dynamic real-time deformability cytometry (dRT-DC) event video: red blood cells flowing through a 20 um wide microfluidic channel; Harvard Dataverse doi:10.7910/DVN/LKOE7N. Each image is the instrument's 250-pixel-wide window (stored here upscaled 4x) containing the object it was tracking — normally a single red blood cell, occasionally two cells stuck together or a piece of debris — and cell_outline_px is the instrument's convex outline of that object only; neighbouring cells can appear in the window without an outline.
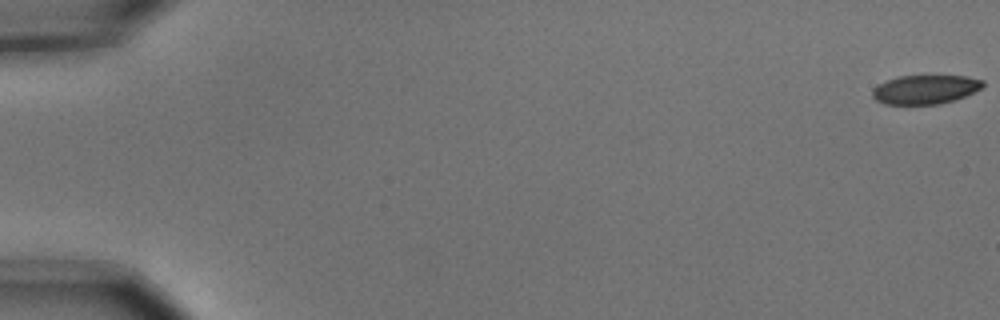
{"species": "common noctule bat (a hibernating species)", "species_latin": "Nyctalus noctula", "temperature_condition": "cold", "stored_images_in_passage": 6, "camera_frame_rate_fps": 3000, "um_per_image_px": 0.085, "animal": {"sex": "male", "body_mass_g": 15.6}, "frame": {"image": 1, "passage_image": 1, "time_ms": 0.0, "image_size_px": [1000, 320], "cell_outline_px": [[984, 84], [980, 88], [964, 96], [940, 104], [884, 104], [876, 100], [872, 96], [872, 88], [896, 76], [968, 76], [984, 80]], "centroid_in_image_um": [78.62, 7.6], "position_along_channel_um": 6.4, "area_um2": 18.5}}
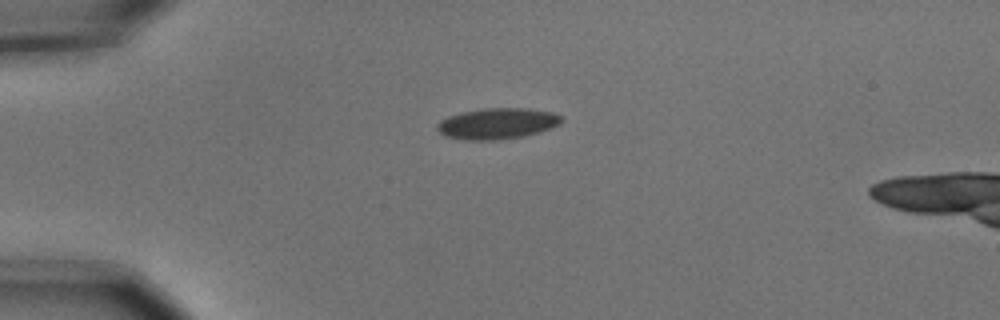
{"frame": {"image": 2, "passage_image": 5, "time_ms": 1.333, "image_size_px": [1000, 320], "cell_outline_px": [[564, 120], [560, 124], [552, 128], [524, 136], [496, 140], [464, 140], [444, 136], [436, 128], [436, 124], [440, 120], [448, 116], [460, 112], [484, 108], [528, 108], [552, 112], [560, 116]], "centroid_in_image_um": [42.25, 10.5], "position_along_channel_um": 42.7, "area_um2": 22.66}}